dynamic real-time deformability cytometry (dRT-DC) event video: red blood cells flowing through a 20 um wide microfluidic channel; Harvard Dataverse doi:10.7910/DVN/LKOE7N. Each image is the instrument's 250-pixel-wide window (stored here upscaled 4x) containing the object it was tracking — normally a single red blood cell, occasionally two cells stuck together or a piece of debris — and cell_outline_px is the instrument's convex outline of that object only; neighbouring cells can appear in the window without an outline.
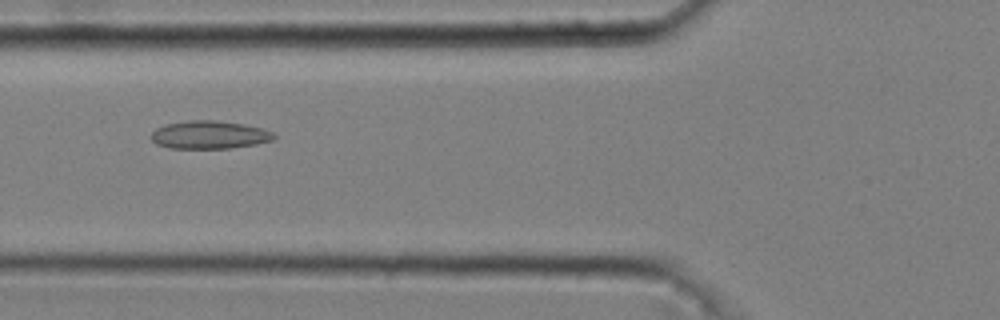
{"species": "common noctule bat (a hibernating species)", "species_latin": "Nyctalus noctula", "temperature_condition": "cold", "stored_images_in_passage": 48, "camera_frame_rate_fps": 3000, "um_per_image_px": 0.085, "animal": {"sex": "male", "body_mass_g": 20.4}, "frame": {"image": 1, "passage_image": 20, "time_ms": 6.333, "image_size_px": [1000, 320], "cell_outline_px": [[276, 136], [272, 140], [256, 144], [232, 148], [172, 148], [156, 144], [152, 140], [152, 132], [156, 128], [164, 124], [188, 120], [216, 120], [244, 124], [260, 128], [272, 132]], "centroid_in_image_um": [17.78, 11.45], "position_along_channel_um": 108.0, "area_um2": 20.0}}
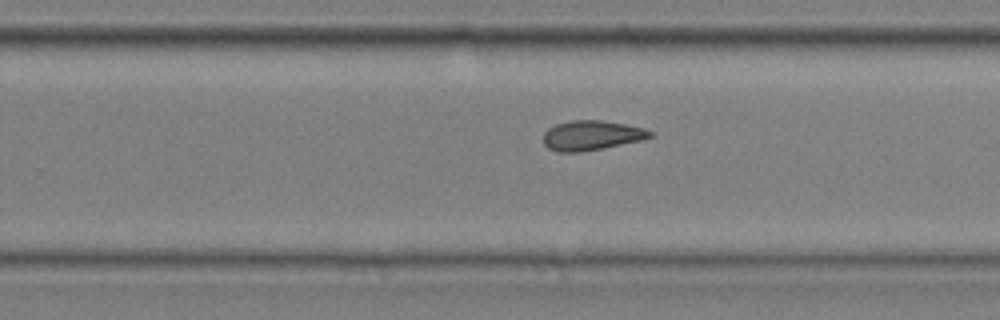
{"frame": {"image": 2, "passage_image": 34, "time_ms": 11.0, "image_size_px": [1000, 320], "cell_outline_px": [[652, 136], [644, 140], [604, 148], [580, 152], [556, 152], [548, 148], [544, 144], [544, 132], [548, 128], [556, 124], [572, 120], [600, 120], [624, 124], [644, 128], [652, 132]], "centroid_in_image_um": [50.28, 11.52], "position_along_channel_um": 279.5, "area_um2": 18.55}}
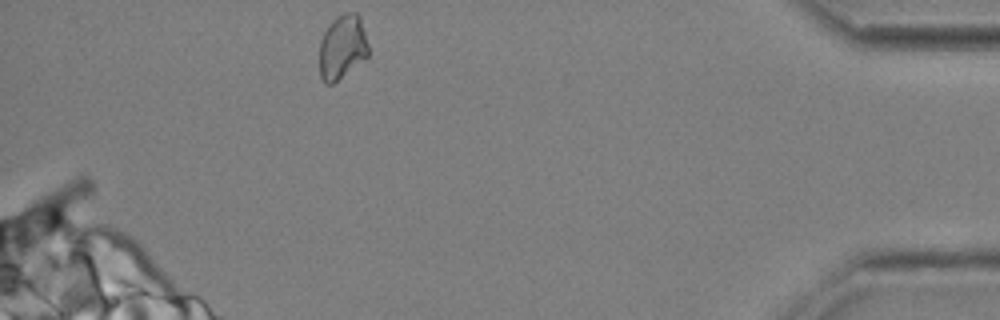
{"frame": {"image": 3, "passage_image": 48, "time_ms": 15.667, "image_size_px": [1000, 320], "cell_outline_px": [[368, 56], [332, 84], [328, 84], [320, 76], [320, 40], [324, 32], [332, 20], [336, 16], [344, 12], [356, 12], [360, 16], [368, 44]], "centroid_in_image_um": [29.1, 3.95], "position_along_channel_um": 406.1, "area_um2": 18.21}, "authors_computed_cell_mechanics": {"area_um2": 19.0162, "velocity_mm_per_s": 3.6768, "shape_relaxation_time_tau1_ms": null, "shape_relaxation_time_tau2_ms": 10.4782, "deformation_change_tau1": null, "deformation_change_tau2": 0.1904}}